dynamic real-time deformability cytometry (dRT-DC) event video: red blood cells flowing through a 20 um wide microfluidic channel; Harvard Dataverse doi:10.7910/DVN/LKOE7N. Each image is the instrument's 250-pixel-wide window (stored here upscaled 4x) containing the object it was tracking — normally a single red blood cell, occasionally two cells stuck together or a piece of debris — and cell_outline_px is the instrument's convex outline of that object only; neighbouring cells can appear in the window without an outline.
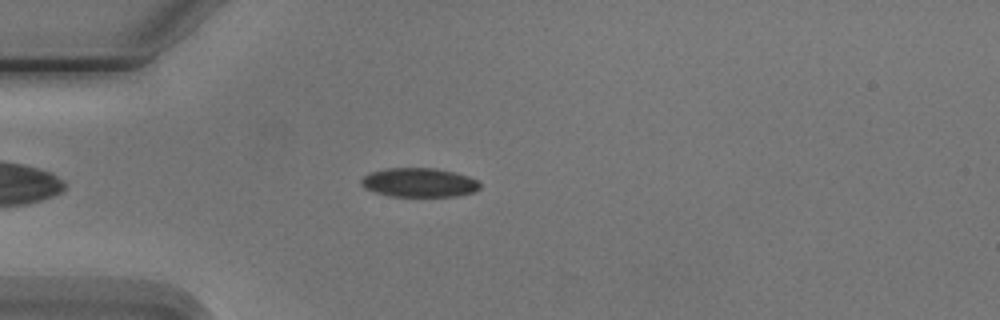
{"species": "Egyptian fruit bat (a non-hibernating species)", "species_latin": "Rousettus aegyptiacus", "temperature_condition": "cold", "stored_images_in_passage": 3, "camera_frame_rate_fps": 3000, "um_per_image_px": 0.085, "animal": {"sex": "male"}, "frame": {"image": 1, "passage_image": 3, "time_ms": 2.333, "image_size_px": [1000, 320], "cell_outline_px": [[480, 188], [472, 192], [456, 196], [388, 196], [364, 188], [360, 184], [360, 180], [368, 172], [384, 168], [436, 168], [456, 172], [468, 176], [476, 180], [480, 184]], "centroid_in_image_um": [35.58, 15.5], "position_along_channel_um": 49.4, "area_um2": 20.23}}